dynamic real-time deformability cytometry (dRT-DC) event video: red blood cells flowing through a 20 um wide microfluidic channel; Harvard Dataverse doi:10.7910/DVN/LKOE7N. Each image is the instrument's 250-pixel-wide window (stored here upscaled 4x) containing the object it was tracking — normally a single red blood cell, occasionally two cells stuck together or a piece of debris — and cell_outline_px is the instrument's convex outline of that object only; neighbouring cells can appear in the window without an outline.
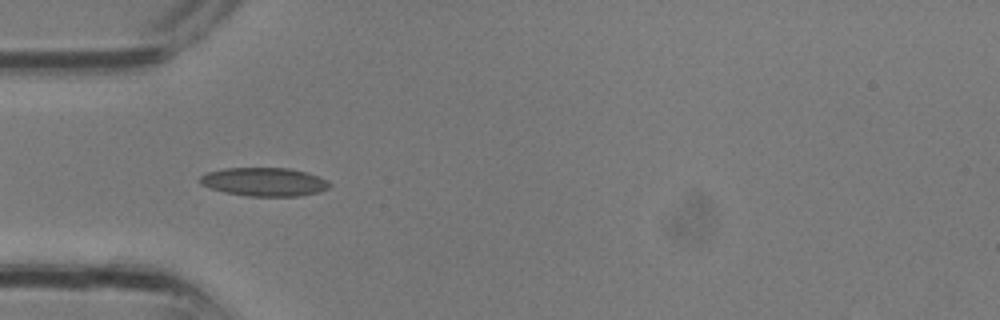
{"species": "common noctule bat (a hibernating species)", "species_latin": "Nyctalus noctula", "temperature_condition": "room temperature", "stored_images_in_passage": 23, "camera_frame_rate_fps": 3000, "um_per_image_px": 0.085, "animal": {"sex": "male", "body_mass_g": 13.3}, "frame": {"image": 1, "passage_image": 1, "time_ms": 0.0, "image_size_px": [1000, 320], "cell_outline_px": [[332, 184], [328, 188], [320, 192], [296, 196], [248, 196], [224, 192], [200, 184], [200, 176], [208, 172], [224, 168], [288, 168], [308, 172], [328, 180]], "centroid_in_image_um": [22.49, 15.45], "position_along_channel_um": 62.5, "area_um2": 21.56}}
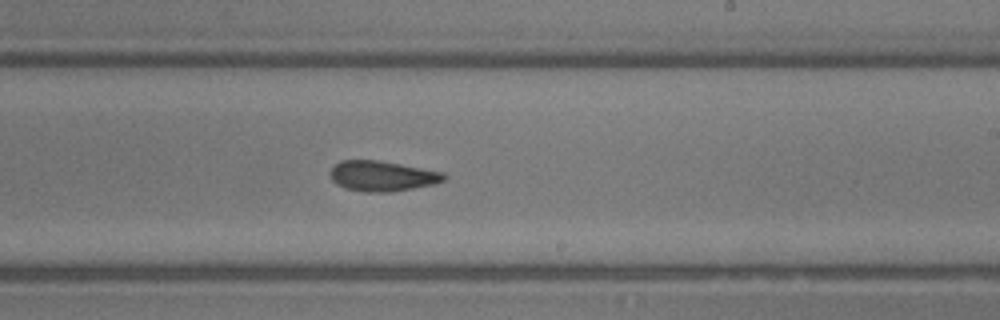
{"frame": {"image": 2, "passage_image": 10, "time_ms": 3.0, "image_size_px": [1000, 320], "cell_outline_px": [[448, 176], [444, 180], [436, 184], [392, 192], [364, 192], [344, 188], [336, 184], [332, 180], [332, 168], [340, 160], [380, 160], [444, 172]], "centroid_in_image_um": [32.53, 14.97], "position_along_channel_um": 256.5, "area_um2": 20.23}}
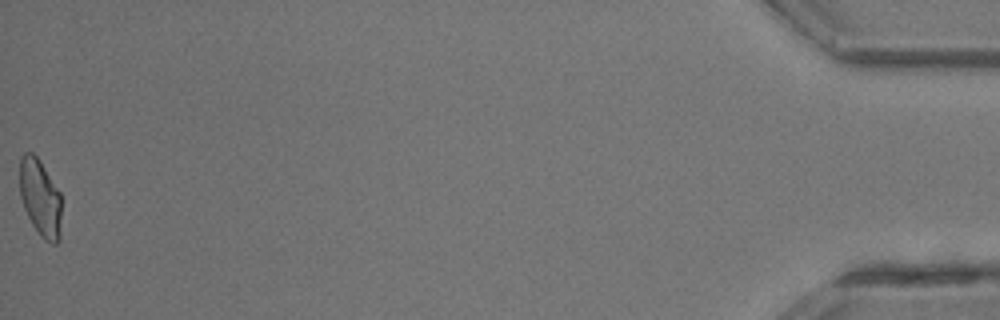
{"frame": {"image": 3, "passage_image": 23, "time_ms": 7.333, "image_size_px": [1000, 320], "cell_outline_px": [[60, 240], [56, 244], [52, 244], [44, 240], [40, 236], [32, 224], [24, 208], [20, 196], [20, 156], [24, 152], [32, 152], [40, 160], [60, 192]], "centroid_in_image_um": [3.41, 16.81], "position_along_channel_um": 431.8, "area_um2": 18.84}}